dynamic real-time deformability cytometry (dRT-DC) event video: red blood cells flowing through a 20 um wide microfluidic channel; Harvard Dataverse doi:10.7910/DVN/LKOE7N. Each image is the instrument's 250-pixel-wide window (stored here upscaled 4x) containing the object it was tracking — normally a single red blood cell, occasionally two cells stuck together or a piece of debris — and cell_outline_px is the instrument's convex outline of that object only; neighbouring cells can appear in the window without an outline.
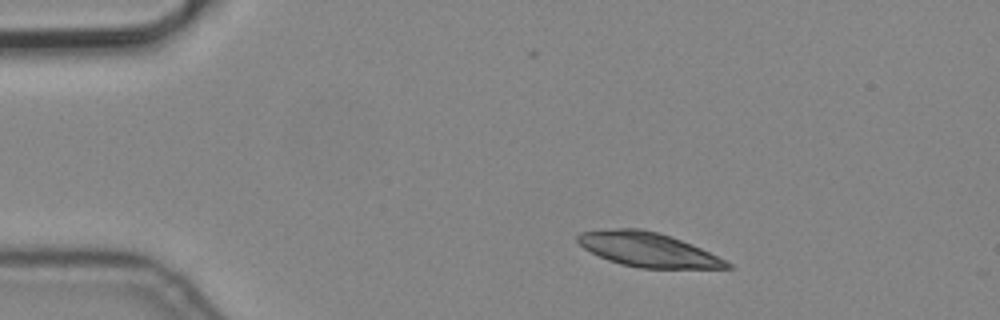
{"species": "common noctule bat (a hibernating species)", "species_latin": "Nyctalus noctula", "temperature_condition": "cold", "stored_images_in_passage": 3, "camera_frame_rate_fps": 3000, "um_per_image_px": 0.085, "animal": {"sex": "male", "body_mass_g": 19.2, "forearm_length_mm": 51.8}, "frame": {"image": 1, "passage_image": 1, "time_ms": 0.0, "image_size_px": [1000, 320], "cell_outline_px": [[736, 268], [640, 268], [620, 264], [608, 260], [584, 248], [576, 240], [576, 236], [580, 232], [616, 228], [640, 228], [656, 232], [680, 240], [700, 248], [732, 264]], "centroid_in_image_um": [55.04, 21.22], "position_along_channel_um": 30.0, "area_um2": 29.42}}